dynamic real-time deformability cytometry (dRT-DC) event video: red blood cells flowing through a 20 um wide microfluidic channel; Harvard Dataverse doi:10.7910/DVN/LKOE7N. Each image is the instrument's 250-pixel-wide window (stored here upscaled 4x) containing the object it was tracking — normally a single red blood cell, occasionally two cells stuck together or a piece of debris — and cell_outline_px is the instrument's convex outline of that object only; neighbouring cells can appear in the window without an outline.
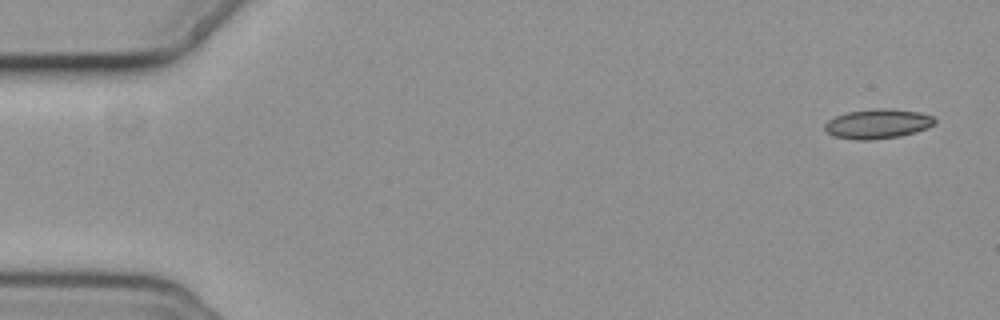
{"species": "common noctule bat (a hibernating species)", "species_latin": "Nyctalus noctula", "temperature_condition": "cold", "stored_images_in_passage": 5, "camera_frame_rate_fps": 3000, "um_per_image_px": 0.085, "animal": {"sex": "female", "body_mass_g": 19.3, "forearm_length_mm": 54.1}, "frame": {"image": 1, "passage_image": 1, "time_ms": 0.0, "image_size_px": [1000, 320], "cell_outline_px": [[936, 120], [928, 128], [916, 132], [900, 136], [872, 140], [856, 140], [836, 136], [828, 132], [824, 128], [824, 124], [828, 120], [836, 116], [848, 112], [880, 108], [884, 108], [920, 112], [932, 116]], "centroid_in_image_um": [74.61, 10.53], "position_along_channel_um": 10.4, "area_um2": 18.79}}
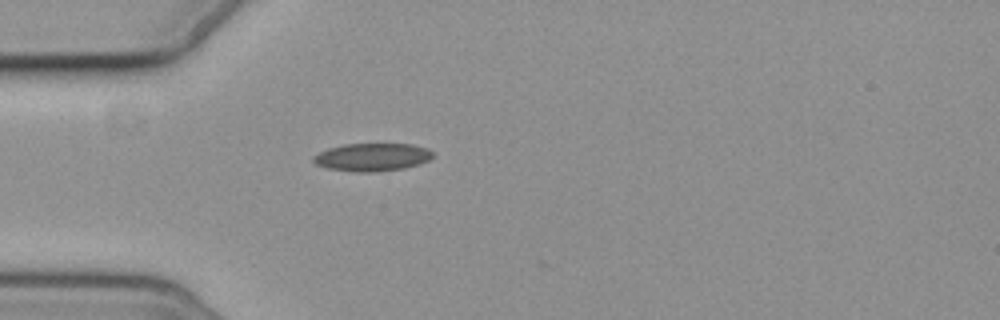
{"frame": {"image": 2, "passage_image": 5, "time_ms": 4.667, "image_size_px": [1000, 320], "cell_outline_px": [[432, 156], [428, 160], [420, 164], [404, 168], [372, 172], [356, 172], [328, 168], [316, 164], [312, 160], [312, 156], [328, 148], [344, 144], [412, 144], [428, 148], [432, 152]], "centroid_in_image_um": [31.63, 13.35], "position_along_channel_um": 53.4, "area_um2": 19.36}}